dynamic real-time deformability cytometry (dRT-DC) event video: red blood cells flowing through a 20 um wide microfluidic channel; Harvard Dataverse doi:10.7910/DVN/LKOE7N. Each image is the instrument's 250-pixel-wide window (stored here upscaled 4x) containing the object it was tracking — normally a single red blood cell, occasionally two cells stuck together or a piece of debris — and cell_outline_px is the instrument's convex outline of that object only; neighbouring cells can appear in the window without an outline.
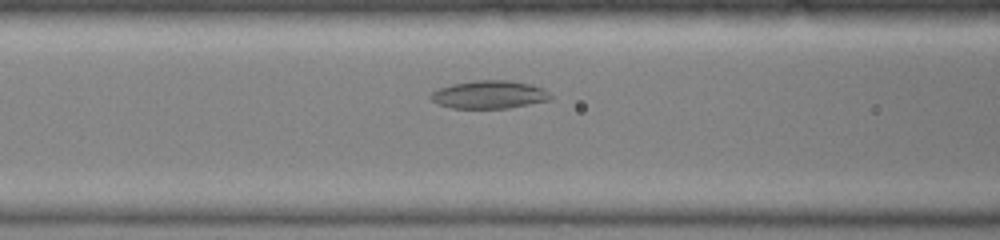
{"species": "common noctule bat (a hibernating species)", "species_latin": "Nyctalus noctula", "temperature_condition": "warm", "stored_images_in_passage": 31, "camera_frame_rate_fps": 3000, "um_per_image_px": 0.085, "animal": {"sex": "female", "body_mass_g": 19.0, "forearm_length_mm": 51.5}, "frame": {"image": 1, "passage_image": 12, "time_ms": 3.667, "image_size_px": [1000, 240], "cell_outline_px": [[552, 100], [508, 108], [452, 108], [440, 104], [432, 100], [428, 96], [432, 92], [440, 88], [452, 84], [472, 80], [508, 80], [532, 84], [544, 88], [552, 96]], "centroid_in_image_um": [41.63, 8.03], "position_along_channel_um": 125.0, "area_um2": 19.65}}
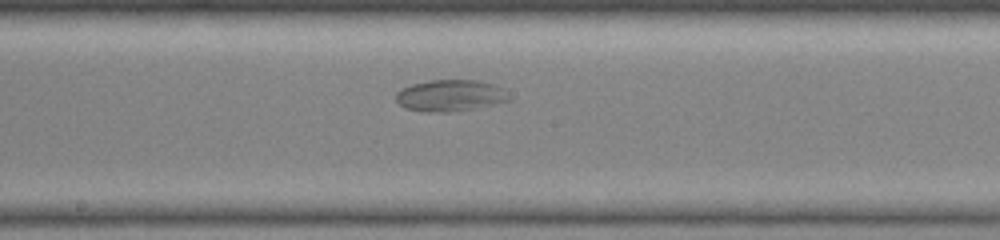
{"frame": {"image": 2, "passage_image": 17, "time_ms": 5.333, "image_size_px": [1000, 240], "cell_outline_px": [[512, 100], [476, 108], [448, 112], [424, 112], [404, 108], [396, 100], [396, 92], [400, 88], [412, 84], [428, 80], [480, 80], [492, 84], [500, 88]], "centroid_in_image_um": [38.22, 8.12], "position_along_channel_um": 210.0, "area_um2": 20.81}}
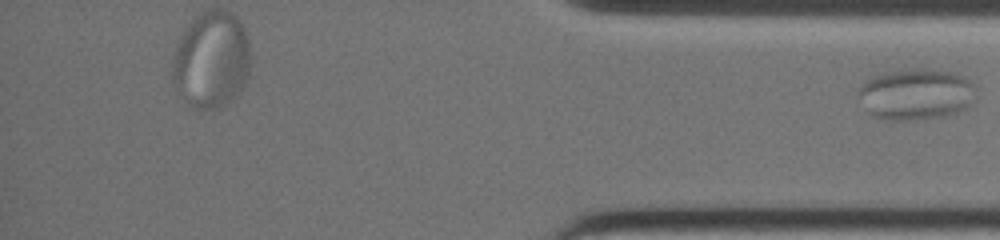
{"frame": {"image": 3, "passage_image": 31, "time_ms": 10.0, "image_size_px": [1000, 240], "cell_outline_px": [[980, 96], [968, 108], [960, 112], [948, 116], [920, 120], [884, 120], [872, 116], [868, 112], [860, 96], [860, 84], [864, 80], [872, 76], [884, 72], [920, 68], [952, 72], [964, 76], [976, 88]], "centroid_in_image_um": [77.94, 8.03], "position_along_channel_um": 357.3, "area_um2": 35.84}}